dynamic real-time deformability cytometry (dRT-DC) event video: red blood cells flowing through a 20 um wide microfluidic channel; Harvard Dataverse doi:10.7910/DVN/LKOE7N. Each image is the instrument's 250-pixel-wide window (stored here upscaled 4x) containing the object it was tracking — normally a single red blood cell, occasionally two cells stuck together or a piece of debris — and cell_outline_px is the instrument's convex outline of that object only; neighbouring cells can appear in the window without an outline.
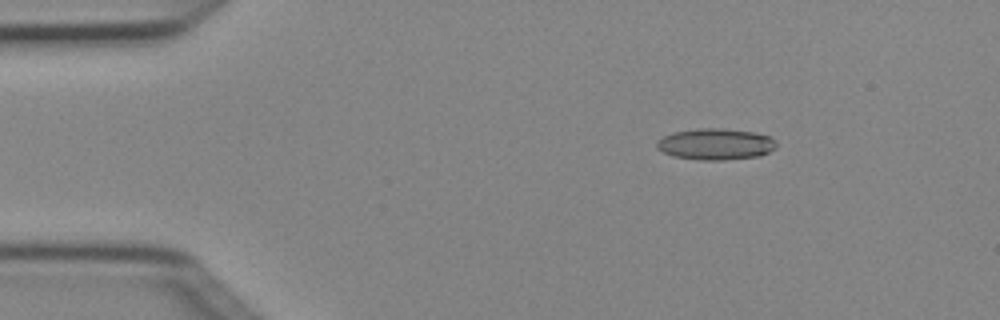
{"species": "Egyptian fruit bat (a non-hibernating species)", "species_latin": "Rousettus aegyptiacus", "temperature_condition": "cold", "stored_images_in_passage": 7, "camera_frame_rate_fps": 3000, "um_per_image_px": 0.085, "animal": {"sex": "female"}, "frame": {"image": 1, "passage_image": 2, "time_ms": 0.333, "image_size_px": [1000, 320], "cell_outline_px": [[776, 148], [760, 156], [724, 160], [700, 160], [672, 156], [656, 148], [656, 140], [664, 136], [676, 132], [700, 128], [724, 128], [752, 132], [772, 136], [776, 144]], "centroid_in_image_um": [60.83, 12.25], "position_along_channel_um": 24.2, "area_um2": 21.91}}
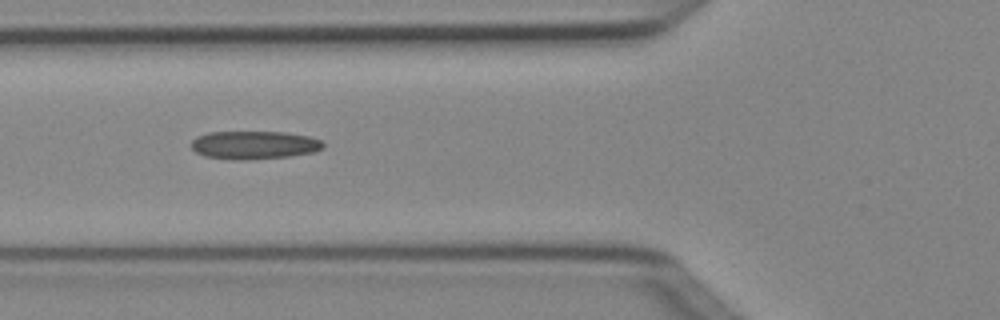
{"frame": {"image": 2, "passage_image": 5, "time_ms": 1.333, "image_size_px": [1000, 320], "cell_outline_px": [[324, 148], [312, 152], [288, 156], [248, 160], [232, 160], [204, 156], [196, 152], [192, 148], [192, 140], [196, 136], [208, 132], [284, 132], [308, 136], [320, 140], [324, 144]], "centroid_in_image_um": [21.57, 12.33], "position_along_channel_um": 104.2, "area_um2": 21.68}}
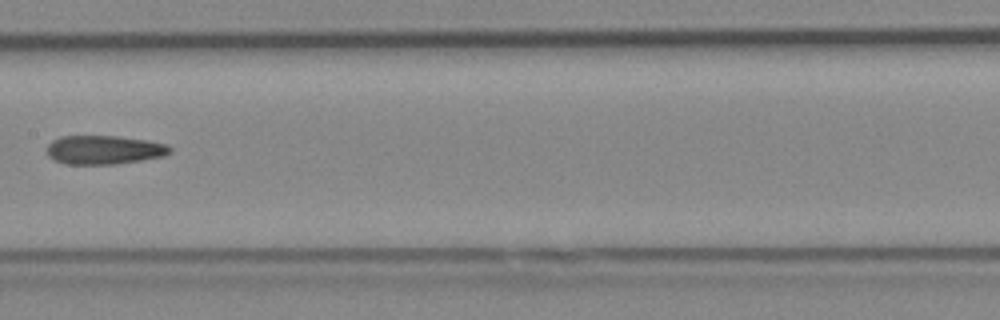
{"frame": {"image": 3, "passage_image": 7, "time_ms": 2.0, "image_size_px": [1000, 320], "cell_outline_px": [[172, 152], [164, 156], [116, 164], [64, 164], [52, 160], [48, 156], [44, 148], [52, 140], [60, 136], [116, 136], [148, 140], [168, 144], [172, 148]], "centroid_in_image_um": [8.81, 12.73], "position_along_channel_um": 198.6, "area_um2": 21.04}}